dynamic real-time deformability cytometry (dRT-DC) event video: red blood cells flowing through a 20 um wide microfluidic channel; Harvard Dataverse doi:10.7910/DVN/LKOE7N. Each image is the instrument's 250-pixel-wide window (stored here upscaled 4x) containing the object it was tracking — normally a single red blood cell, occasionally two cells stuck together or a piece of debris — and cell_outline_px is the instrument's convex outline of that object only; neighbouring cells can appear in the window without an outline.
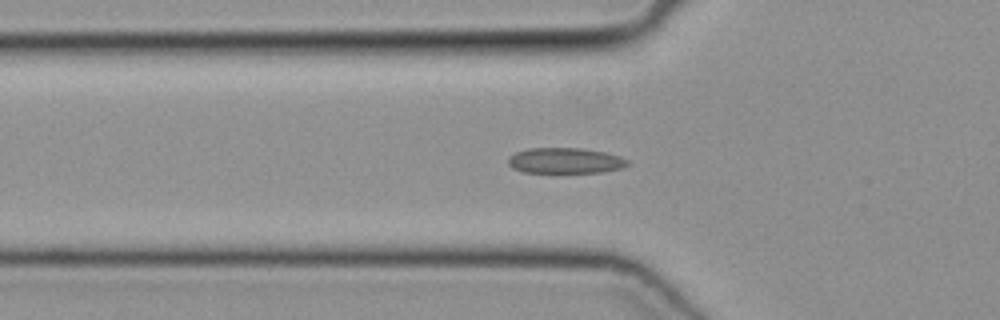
{"species": "common noctule bat (a hibernating species)", "species_latin": "Nyctalus noctula", "temperature_condition": "cold", "stored_images_in_passage": 36, "camera_frame_rate_fps": 3000, "um_per_image_px": 0.085, "animal": {"sex": "female", "body_mass_g": 19.3, "forearm_length_mm": 54.1}, "frame": {"image": 1, "passage_image": 8, "time_ms": 2.333, "image_size_px": [1000, 320], "cell_outline_px": [[628, 164], [624, 168], [600, 172], [524, 172], [512, 168], [508, 164], [508, 160], [516, 152], [528, 148], [580, 148], [604, 152], [620, 156], [628, 160]], "centroid_in_image_um": [48.06, 13.65], "position_along_channel_um": 77.7, "area_um2": 17.69}}
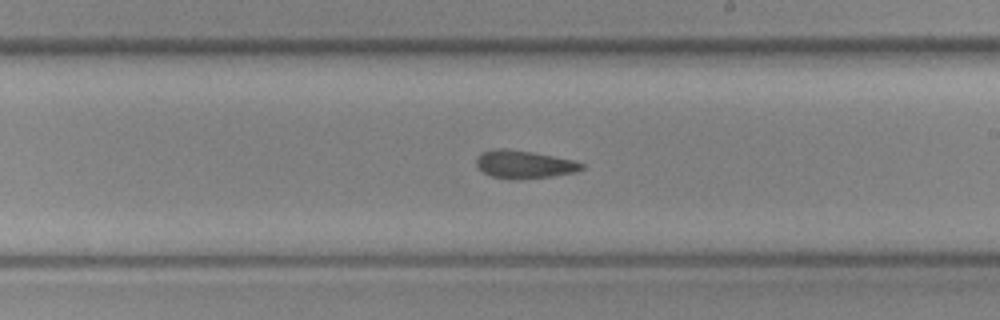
{"frame": {"image": 2, "passage_image": 20, "time_ms": 6.333, "image_size_px": [1000, 320], "cell_outline_px": [[584, 168], [576, 172], [552, 176], [520, 180], [512, 180], [492, 176], [484, 172], [476, 164], [476, 160], [480, 152], [500, 148], [532, 152], [572, 160], [584, 164]], "centroid_in_image_um": [44.55, 13.99], "position_along_channel_um": 244.5, "area_um2": 17.05}}
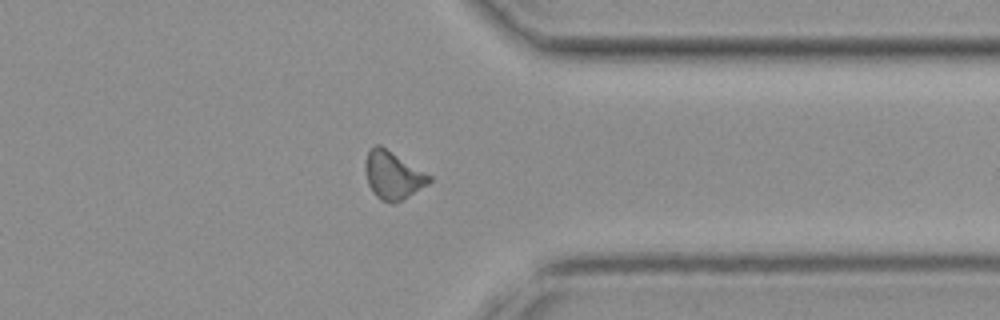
{"frame": {"image": 3, "passage_image": 30, "time_ms": 9.667, "image_size_px": [1000, 320], "cell_outline_px": [[432, 180], [428, 184], [408, 196], [392, 204], [380, 200], [372, 192], [368, 184], [364, 168], [364, 164], [368, 152], [376, 144], [380, 144], [432, 176]], "centroid_in_image_um": [33.38, 14.89], "position_along_channel_um": 378.0, "area_um2": 17.8}}